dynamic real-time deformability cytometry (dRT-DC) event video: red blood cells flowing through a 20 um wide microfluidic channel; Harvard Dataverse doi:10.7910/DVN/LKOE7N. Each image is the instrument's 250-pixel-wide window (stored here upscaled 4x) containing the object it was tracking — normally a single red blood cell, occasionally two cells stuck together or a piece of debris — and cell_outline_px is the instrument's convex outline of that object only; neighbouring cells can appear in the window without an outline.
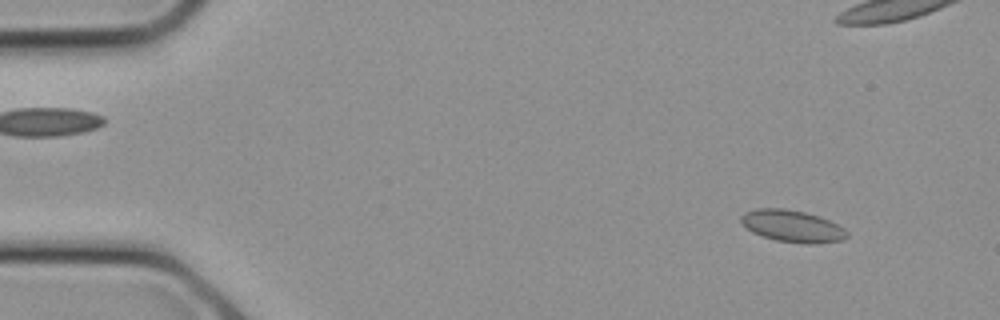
{"species": "common noctule bat (a hibernating species)", "species_latin": "Nyctalus noctula", "temperature_condition": "cold", "stored_images_in_passage": 10, "camera_frame_rate_fps": 3000, "um_per_image_px": 0.085, "animal": {"sex": "female", "body_mass_g": 21.9}, "frame": {"image": 1, "passage_image": 2, "time_ms": 0.333, "image_size_px": [1000, 320], "cell_outline_px": [[848, 236], [844, 240], [816, 244], [808, 244], [776, 240], [752, 232], [740, 220], [740, 216], [744, 212], [756, 208], [784, 208], [804, 212], [820, 216], [844, 228], [848, 232]], "centroid_in_image_um": [67.37, 19.22], "position_along_channel_um": 17.6, "area_um2": 19.71}}
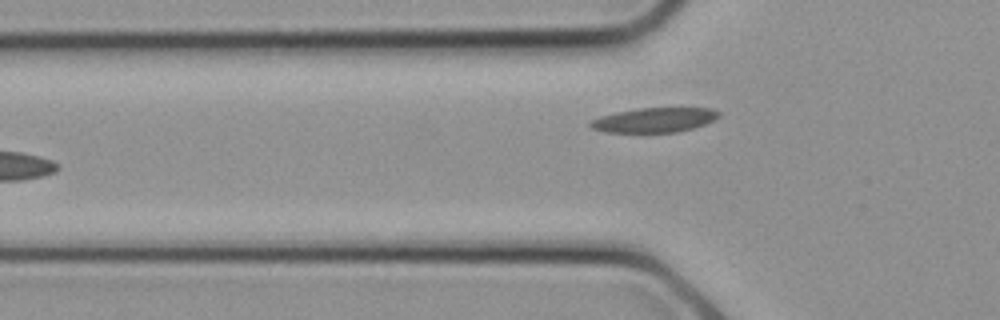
{"frame": {"image": 2, "passage_image": 10, "time_ms": 3.0, "image_size_px": [1000, 320], "cell_outline_px": [[720, 116], [704, 124], [692, 128], [676, 132], [604, 132], [592, 128], [588, 124], [592, 120], [600, 116], [616, 112], [640, 108], [712, 108], [720, 112]], "centroid_in_image_um": [55.61, 10.19], "position_along_channel_um": 70.2, "area_um2": 18.26}}